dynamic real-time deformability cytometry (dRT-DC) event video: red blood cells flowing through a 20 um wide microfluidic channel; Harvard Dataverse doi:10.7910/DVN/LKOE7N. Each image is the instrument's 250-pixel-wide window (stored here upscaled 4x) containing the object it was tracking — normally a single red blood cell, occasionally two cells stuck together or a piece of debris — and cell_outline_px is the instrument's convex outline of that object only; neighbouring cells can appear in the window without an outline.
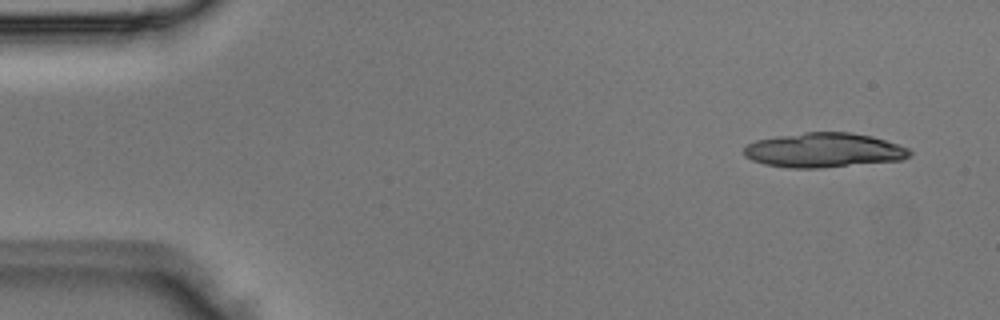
{"species": "Egyptian fruit bat (a non-hibernating species)", "species_latin": "Rousettus aegyptiacus", "temperature_condition": "room temperature", "stored_images_in_passage": 3, "camera_frame_rate_fps": 3000, "um_per_image_px": 0.085, "animal": {"sex": "male"}, "frame": {"image": 1, "passage_image": 1, "time_ms": 0.0, "image_size_px": [1000, 320], "cell_outline_px": [[912, 156], [904, 160], [820, 168], [788, 168], [764, 164], [752, 160], [744, 156], [744, 148], [748, 144], [756, 140], [776, 136], [804, 132], [852, 132], [872, 136], [908, 148], [912, 152]], "centroid_in_image_um": [70.04, 12.77], "position_along_channel_um": 15.0, "area_um2": 33.58}}